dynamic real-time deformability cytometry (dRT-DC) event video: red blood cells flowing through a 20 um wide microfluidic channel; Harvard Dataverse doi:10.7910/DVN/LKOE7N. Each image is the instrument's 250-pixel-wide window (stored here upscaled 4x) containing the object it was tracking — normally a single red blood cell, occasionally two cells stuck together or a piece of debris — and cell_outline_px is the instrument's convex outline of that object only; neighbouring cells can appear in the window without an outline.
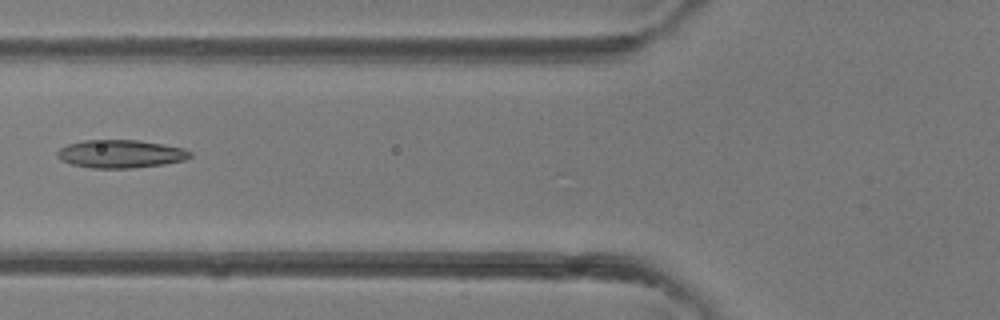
{"species": "common noctule bat (a hibernating species)", "species_latin": "Nyctalus noctula", "temperature_condition": "room temperature", "stored_images_in_passage": 2, "camera_frame_rate_fps": 3000, "um_per_image_px": 0.085, "animal": {"sex": "female"}, "frame": {"image": 1, "passage_image": 2, "time_ms": 1.0, "image_size_px": [1000, 320], "cell_outline_px": [[192, 156], [184, 160], [164, 164], [132, 168], [92, 168], [72, 164], [60, 160], [56, 156], [56, 152], [60, 148], [68, 144], [84, 140], [140, 140], [164, 144], [184, 148], [192, 152]], "centroid_in_image_um": [10.26, 13.07], "position_along_channel_um": 115.5, "area_um2": 21.85}}